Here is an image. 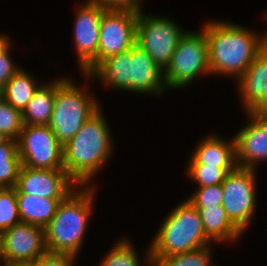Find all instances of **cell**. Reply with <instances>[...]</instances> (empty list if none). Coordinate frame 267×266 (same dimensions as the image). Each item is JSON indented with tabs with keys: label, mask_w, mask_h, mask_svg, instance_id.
Returning a JSON list of instances; mask_svg holds the SVG:
<instances>
[{
	"label": "cell",
	"mask_w": 267,
	"mask_h": 266,
	"mask_svg": "<svg viewBox=\"0 0 267 266\" xmlns=\"http://www.w3.org/2000/svg\"><path fill=\"white\" fill-rule=\"evenodd\" d=\"M2 238V233L0 232V253H1V239Z\"/></svg>",
	"instance_id": "38"
},
{
	"label": "cell",
	"mask_w": 267,
	"mask_h": 266,
	"mask_svg": "<svg viewBox=\"0 0 267 266\" xmlns=\"http://www.w3.org/2000/svg\"><path fill=\"white\" fill-rule=\"evenodd\" d=\"M197 190L193 192L190 197H187V201L194 207H207L222 205L223 191L222 184H217L207 187H197Z\"/></svg>",
	"instance_id": "29"
},
{
	"label": "cell",
	"mask_w": 267,
	"mask_h": 266,
	"mask_svg": "<svg viewBox=\"0 0 267 266\" xmlns=\"http://www.w3.org/2000/svg\"><path fill=\"white\" fill-rule=\"evenodd\" d=\"M23 126L22 112L9 105L0 95V132L7 138L17 140Z\"/></svg>",
	"instance_id": "28"
},
{
	"label": "cell",
	"mask_w": 267,
	"mask_h": 266,
	"mask_svg": "<svg viewBox=\"0 0 267 266\" xmlns=\"http://www.w3.org/2000/svg\"><path fill=\"white\" fill-rule=\"evenodd\" d=\"M254 113L262 119L265 123H267V102L262 104Z\"/></svg>",
	"instance_id": "33"
},
{
	"label": "cell",
	"mask_w": 267,
	"mask_h": 266,
	"mask_svg": "<svg viewBox=\"0 0 267 266\" xmlns=\"http://www.w3.org/2000/svg\"><path fill=\"white\" fill-rule=\"evenodd\" d=\"M263 50L267 53V31L263 32Z\"/></svg>",
	"instance_id": "36"
},
{
	"label": "cell",
	"mask_w": 267,
	"mask_h": 266,
	"mask_svg": "<svg viewBox=\"0 0 267 266\" xmlns=\"http://www.w3.org/2000/svg\"><path fill=\"white\" fill-rule=\"evenodd\" d=\"M17 147L23 166L64 170L63 145L48 125H24Z\"/></svg>",
	"instance_id": "9"
},
{
	"label": "cell",
	"mask_w": 267,
	"mask_h": 266,
	"mask_svg": "<svg viewBox=\"0 0 267 266\" xmlns=\"http://www.w3.org/2000/svg\"><path fill=\"white\" fill-rule=\"evenodd\" d=\"M146 251L147 252H145L146 254H145V256H144V258L145 259H143L144 260V262H145V264H146V266H162V264H161V262L160 261H158V260H154L153 258H151L150 257V249H149V247L146 249ZM147 262V263H146Z\"/></svg>",
	"instance_id": "34"
},
{
	"label": "cell",
	"mask_w": 267,
	"mask_h": 266,
	"mask_svg": "<svg viewBox=\"0 0 267 266\" xmlns=\"http://www.w3.org/2000/svg\"><path fill=\"white\" fill-rule=\"evenodd\" d=\"M237 81V91L246 112H254L267 102V53L264 50Z\"/></svg>",
	"instance_id": "15"
},
{
	"label": "cell",
	"mask_w": 267,
	"mask_h": 266,
	"mask_svg": "<svg viewBox=\"0 0 267 266\" xmlns=\"http://www.w3.org/2000/svg\"><path fill=\"white\" fill-rule=\"evenodd\" d=\"M78 185L65 170L35 169L21 166L16 194L42 198L65 199Z\"/></svg>",
	"instance_id": "13"
},
{
	"label": "cell",
	"mask_w": 267,
	"mask_h": 266,
	"mask_svg": "<svg viewBox=\"0 0 267 266\" xmlns=\"http://www.w3.org/2000/svg\"><path fill=\"white\" fill-rule=\"evenodd\" d=\"M95 186H78L58 205L55 216L44 228L47 251L77 254L81 250L91 218Z\"/></svg>",
	"instance_id": "3"
},
{
	"label": "cell",
	"mask_w": 267,
	"mask_h": 266,
	"mask_svg": "<svg viewBox=\"0 0 267 266\" xmlns=\"http://www.w3.org/2000/svg\"><path fill=\"white\" fill-rule=\"evenodd\" d=\"M67 77L56 79V95L48 126L62 145L80 130L82 125L102 106L84 88Z\"/></svg>",
	"instance_id": "5"
},
{
	"label": "cell",
	"mask_w": 267,
	"mask_h": 266,
	"mask_svg": "<svg viewBox=\"0 0 267 266\" xmlns=\"http://www.w3.org/2000/svg\"><path fill=\"white\" fill-rule=\"evenodd\" d=\"M155 235L149 249L150 257L158 261L173 254L212 245L205 235L198 209L186 199L169 212Z\"/></svg>",
	"instance_id": "4"
},
{
	"label": "cell",
	"mask_w": 267,
	"mask_h": 266,
	"mask_svg": "<svg viewBox=\"0 0 267 266\" xmlns=\"http://www.w3.org/2000/svg\"><path fill=\"white\" fill-rule=\"evenodd\" d=\"M248 124L237 131L235 138L237 167L256 169L267 160V123L254 112H245Z\"/></svg>",
	"instance_id": "14"
},
{
	"label": "cell",
	"mask_w": 267,
	"mask_h": 266,
	"mask_svg": "<svg viewBox=\"0 0 267 266\" xmlns=\"http://www.w3.org/2000/svg\"><path fill=\"white\" fill-rule=\"evenodd\" d=\"M195 208L199 211L205 235L212 243H233L243 235L228 219L222 205Z\"/></svg>",
	"instance_id": "19"
},
{
	"label": "cell",
	"mask_w": 267,
	"mask_h": 266,
	"mask_svg": "<svg viewBox=\"0 0 267 266\" xmlns=\"http://www.w3.org/2000/svg\"><path fill=\"white\" fill-rule=\"evenodd\" d=\"M235 168L215 167L205 164H188L186 175L198 184V187H207L222 184L227 174Z\"/></svg>",
	"instance_id": "24"
},
{
	"label": "cell",
	"mask_w": 267,
	"mask_h": 266,
	"mask_svg": "<svg viewBox=\"0 0 267 266\" xmlns=\"http://www.w3.org/2000/svg\"><path fill=\"white\" fill-rule=\"evenodd\" d=\"M138 13L106 10L100 23L98 65L106 58L131 49L136 42Z\"/></svg>",
	"instance_id": "11"
},
{
	"label": "cell",
	"mask_w": 267,
	"mask_h": 266,
	"mask_svg": "<svg viewBox=\"0 0 267 266\" xmlns=\"http://www.w3.org/2000/svg\"><path fill=\"white\" fill-rule=\"evenodd\" d=\"M132 62L131 48L106 58L89 75H82L98 79L114 90L132 91Z\"/></svg>",
	"instance_id": "17"
},
{
	"label": "cell",
	"mask_w": 267,
	"mask_h": 266,
	"mask_svg": "<svg viewBox=\"0 0 267 266\" xmlns=\"http://www.w3.org/2000/svg\"><path fill=\"white\" fill-rule=\"evenodd\" d=\"M0 264L39 260L47 247L43 228L20 221L2 232Z\"/></svg>",
	"instance_id": "12"
},
{
	"label": "cell",
	"mask_w": 267,
	"mask_h": 266,
	"mask_svg": "<svg viewBox=\"0 0 267 266\" xmlns=\"http://www.w3.org/2000/svg\"><path fill=\"white\" fill-rule=\"evenodd\" d=\"M22 222L45 228L55 216L63 199L42 198L29 194H16Z\"/></svg>",
	"instance_id": "20"
},
{
	"label": "cell",
	"mask_w": 267,
	"mask_h": 266,
	"mask_svg": "<svg viewBox=\"0 0 267 266\" xmlns=\"http://www.w3.org/2000/svg\"><path fill=\"white\" fill-rule=\"evenodd\" d=\"M35 80L30 73L20 68L0 91V95L9 105L23 112L40 86Z\"/></svg>",
	"instance_id": "22"
},
{
	"label": "cell",
	"mask_w": 267,
	"mask_h": 266,
	"mask_svg": "<svg viewBox=\"0 0 267 266\" xmlns=\"http://www.w3.org/2000/svg\"><path fill=\"white\" fill-rule=\"evenodd\" d=\"M256 169L236 167L222 183L223 202L228 219L242 233L256 211Z\"/></svg>",
	"instance_id": "8"
},
{
	"label": "cell",
	"mask_w": 267,
	"mask_h": 266,
	"mask_svg": "<svg viewBox=\"0 0 267 266\" xmlns=\"http://www.w3.org/2000/svg\"><path fill=\"white\" fill-rule=\"evenodd\" d=\"M77 258L71 254L47 252L39 259V266H73Z\"/></svg>",
	"instance_id": "32"
},
{
	"label": "cell",
	"mask_w": 267,
	"mask_h": 266,
	"mask_svg": "<svg viewBox=\"0 0 267 266\" xmlns=\"http://www.w3.org/2000/svg\"><path fill=\"white\" fill-rule=\"evenodd\" d=\"M82 4L76 12L73 36L79 70L89 75L98 66L100 23L106 10L90 0Z\"/></svg>",
	"instance_id": "10"
},
{
	"label": "cell",
	"mask_w": 267,
	"mask_h": 266,
	"mask_svg": "<svg viewBox=\"0 0 267 266\" xmlns=\"http://www.w3.org/2000/svg\"><path fill=\"white\" fill-rule=\"evenodd\" d=\"M48 83V84H47ZM41 84L22 112L24 125H48L53 113L56 80Z\"/></svg>",
	"instance_id": "21"
},
{
	"label": "cell",
	"mask_w": 267,
	"mask_h": 266,
	"mask_svg": "<svg viewBox=\"0 0 267 266\" xmlns=\"http://www.w3.org/2000/svg\"><path fill=\"white\" fill-rule=\"evenodd\" d=\"M103 115L100 108L63 145L64 170L78 186H92L94 175L101 171L112 156V133Z\"/></svg>",
	"instance_id": "2"
},
{
	"label": "cell",
	"mask_w": 267,
	"mask_h": 266,
	"mask_svg": "<svg viewBox=\"0 0 267 266\" xmlns=\"http://www.w3.org/2000/svg\"><path fill=\"white\" fill-rule=\"evenodd\" d=\"M142 11L138 13L135 44L145 50L164 71L170 64L178 43L188 30L181 29L173 19L153 14L144 15Z\"/></svg>",
	"instance_id": "7"
},
{
	"label": "cell",
	"mask_w": 267,
	"mask_h": 266,
	"mask_svg": "<svg viewBox=\"0 0 267 266\" xmlns=\"http://www.w3.org/2000/svg\"><path fill=\"white\" fill-rule=\"evenodd\" d=\"M10 37L0 34V91L6 83L11 80L15 73L21 68L15 65L10 54Z\"/></svg>",
	"instance_id": "30"
},
{
	"label": "cell",
	"mask_w": 267,
	"mask_h": 266,
	"mask_svg": "<svg viewBox=\"0 0 267 266\" xmlns=\"http://www.w3.org/2000/svg\"><path fill=\"white\" fill-rule=\"evenodd\" d=\"M21 166L17 140L8 138L0 144V186L2 188L16 186Z\"/></svg>",
	"instance_id": "23"
},
{
	"label": "cell",
	"mask_w": 267,
	"mask_h": 266,
	"mask_svg": "<svg viewBox=\"0 0 267 266\" xmlns=\"http://www.w3.org/2000/svg\"><path fill=\"white\" fill-rule=\"evenodd\" d=\"M132 92L161 96L167 90L163 71L150 55L136 44L132 47Z\"/></svg>",
	"instance_id": "16"
},
{
	"label": "cell",
	"mask_w": 267,
	"mask_h": 266,
	"mask_svg": "<svg viewBox=\"0 0 267 266\" xmlns=\"http://www.w3.org/2000/svg\"><path fill=\"white\" fill-rule=\"evenodd\" d=\"M8 138L0 132V144H2L3 142H5Z\"/></svg>",
	"instance_id": "37"
},
{
	"label": "cell",
	"mask_w": 267,
	"mask_h": 266,
	"mask_svg": "<svg viewBox=\"0 0 267 266\" xmlns=\"http://www.w3.org/2000/svg\"><path fill=\"white\" fill-rule=\"evenodd\" d=\"M20 221L16 188H2L0 190V232L13 227Z\"/></svg>",
	"instance_id": "27"
},
{
	"label": "cell",
	"mask_w": 267,
	"mask_h": 266,
	"mask_svg": "<svg viewBox=\"0 0 267 266\" xmlns=\"http://www.w3.org/2000/svg\"><path fill=\"white\" fill-rule=\"evenodd\" d=\"M202 28L207 37L211 74L231 76L237 81L263 50V34L241 25L208 20Z\"/></svg>",
	"instance_id": "1"
},
{
	"label": "cell",
	"mask_w": 267,
	"mask_h": 266,
	"mask_svg": "<svg viewBox=\"0 0 267 266\" xmlns=\"http://www.w3.org/2000/svg\"><path fill=\"white\" fill-rule=\"evenodd\" d=\"M105 10H130L139 12L142 10V0H90Z\"/></svg>",
	"instance_id": "31"
},
{
	"label": "cell",
	"mask_w": 267,
	"mask_h": 266,
	"mask_svg": "<svg viewBox=\"0 0 267 266\" xmlns=\"http://www.w3.org/2000/svg\"><path fill=\"white\" fill-rule=\"evenodd\" d=\"M3 266H39V260L8 263Z\"/></svg>",
	"instance_id": "35"
},
{
	"label": "cell",
	"mask_w": 267,
	"mask_h": 266,
	"mask_svg": "<svg viewBox=\"0 0 267 266\" xmlns=\"http://www.w3.org/2000/svg\"><path fill=\"white\" fill-rule=\"evenodd\" d=\"M190 155L188 164L237 167L234 136L224 140L216 134H210L200 141Z\"/></svg>",
	"instance_id": "18"
},
{
	"label": "cell",
	"mask_w": 267,
	"mask_h": 266,
	"mask_svg": "<svg viewBox=\"0 0 267 266\" xmlns=\"http://www.w3.org/2000/svg\"><path fill=\"white\" fill-rule=\"evenodd\" d=\"M128 238L120 239L107 252L99 266H140L138 253ZM137 252V253H136Z\"/></svg>",
	"instance_id": "25"
},
{
	"label": "cell",
	"mask_w": 267,
	"mask_h": 266,
	"mask_svg": "<svg viewBox=\"0 0 267 266\" xmlns=\"http://www.w3.org/2000/svg\"><path fill=\"white\" fill-rule=\"evenodd\" d=\"M199 32L187 31L178 43L163 71L167 90L187 87L198 76L211 75L207 37L203 28Z\"/></svg>",
	"instance_id": "6"
},
{
	"label": "cell",
	"mask_w": 267,
	"mask_h": 266,
	"mask_svg": "<svg viewBox=\"0 0 267 266\" xmlns=\"http://www.w3.org/2000/svg\"><path fill=\"white\" fill-rule=\"evenodd\" d=\"M212 245L173 254L160 260L162 266H211Z\"/></svg>",
	"instance_id": "26"
}]
</instances>
